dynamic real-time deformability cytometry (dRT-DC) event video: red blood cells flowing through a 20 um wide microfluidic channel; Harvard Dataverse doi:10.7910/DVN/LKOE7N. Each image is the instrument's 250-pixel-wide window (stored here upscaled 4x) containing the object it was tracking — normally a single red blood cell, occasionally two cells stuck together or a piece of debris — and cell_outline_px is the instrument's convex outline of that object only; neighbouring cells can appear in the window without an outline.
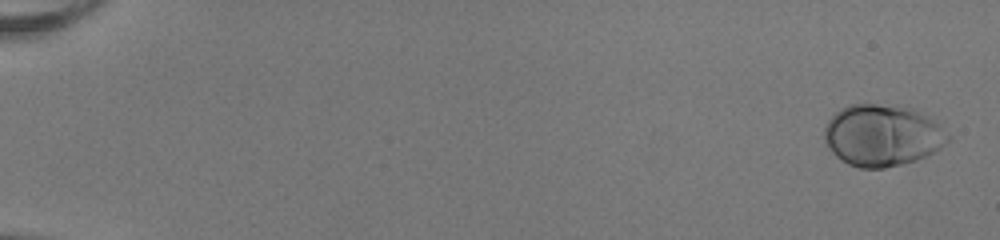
{"species": "human", "species_latin": "Homo sapiens", "temperature_condition": "room temperature", "stored_images_in_passage": 53, "camera_frame_rate_fps": 3000, "um_per_image_px": 0.085, "donor": {"sex": "female"}, "frame": {"image": 1, "passage_image": 2, "time_ms": 0.333, "image_size_px": [1000, 240], "cell_outline_px": [[952, 140], [928, 156], [916, 160], [884, 168], [860, 168], [848, 164], [840, 160], [828, 148], [824, 140], [824, 128], [828, 120], [840, 108], [848, 104], [876, 104], [912, 108], [928, 116], [952, 136]], "centroid_in_image_um": [75.0, 11.51], "position_along_channel_um": 10.0, "area_um2": 44.68}}
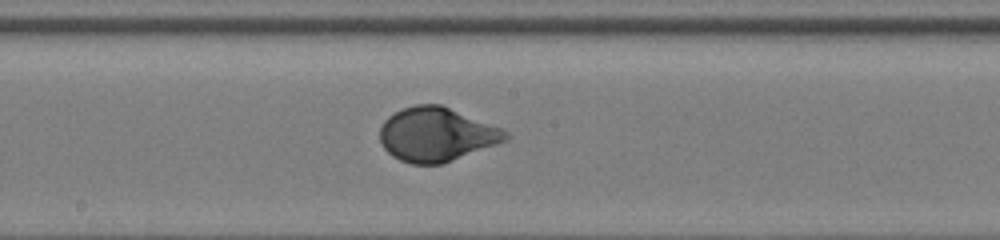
{"frame": {"image": 2, "passage_image": 31, "time_ms": 10.0, "image_size_px": [1000, 240], "cell_outline_px": [[508, 140], [444, 164], [412, 164], [400, 160], [392, 156], [384, 148], [380, 140], [380, 128], [384, 120], [388, 116], [404, 108], [416, 104], [440, 104], [504, 128], [508, 132]], "centroid_in_image_um": [37.12, 11.43], "position_along_channel_um": 211.1, "area_um2": 39.77}}
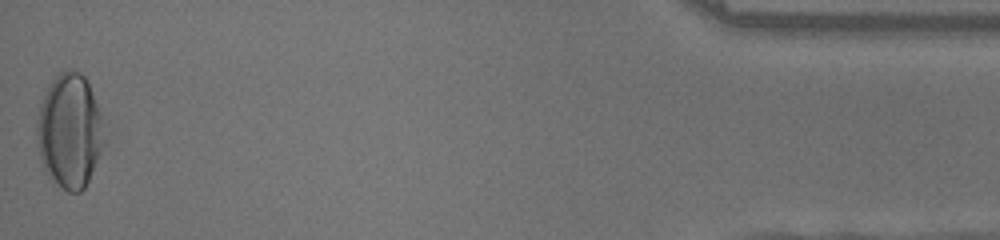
{"frame": {"image": 3, "passage_image": 53, "time_ms": 17.333, "image_size_px": [1000, 240], "cell_outline_px": [[112, 132], [84, 188], [80, 192], [68, 192], [52, 184], [40, 160], [36, 132], [36, 124], [40, 104], [48, 84], [60, 72], [68, 68], [72, 68], [80, 72], [88, 80]], "centroid_in_image_um": [6.01, 11.12], "position_along_channel_um": 429.2, "area_um2": 47.05}, "authors_computed_cell_mechanics": {"area_um2": 39.7664, "velocity_mm_per_s": 4.0105, "shape_relaxation_time_tau1_ms": 3.4879, "shape_relaxation_time_tau2_ms": null, "deformation_change_tau1": 0.1857, "deformation_change_tau2": null}}